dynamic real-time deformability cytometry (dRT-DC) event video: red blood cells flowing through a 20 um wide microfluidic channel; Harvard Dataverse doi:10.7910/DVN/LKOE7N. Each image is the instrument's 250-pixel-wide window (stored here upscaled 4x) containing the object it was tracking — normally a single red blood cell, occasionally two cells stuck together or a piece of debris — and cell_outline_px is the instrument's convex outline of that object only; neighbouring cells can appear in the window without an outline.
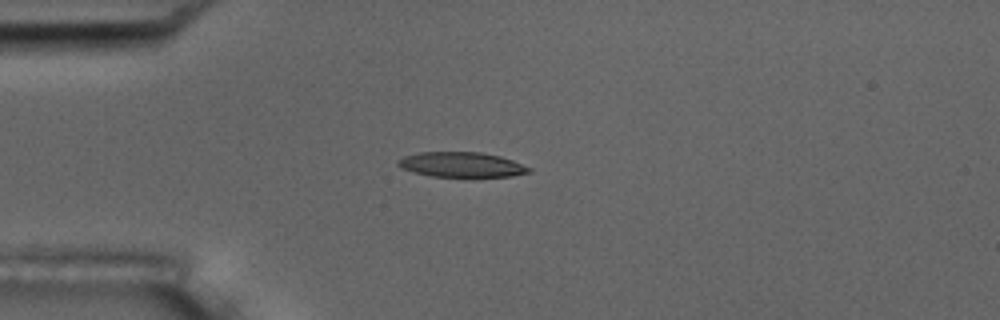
{"species": "common noctule bat (a hibernating species)", "species_latin": "Nyctalus noctula", "temperature_condition": "room temperature", "stored_images_in_passage": 5, "camera_frame_rate_fps": 3000, "um_per_image_px": 0.085, "animal": {"sex": "male", "body_mass_g": 17.5, "forearm_length_mm": 52.3}, "frame": {"image": 1, "passage_image": 3, "time_ms": 2.333, "image_size_px": [1000, 320], "cell_outline_px": [[532, 172], [512, 176], [428, 176], [412, 172], [400, 168], [396, 164], [396, 160], [404, 156], [420, 152], [480, 152], [500, 156], [512, 160], [532, 168]], "centroid_in_image_um": [39.19, 13.99], "position_along_channel_um": 45.8, "area_um2": 19.13}}
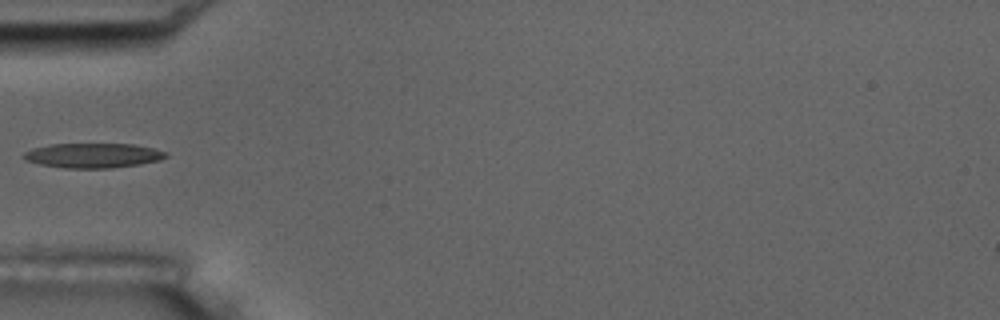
{"frame": {"image": 2, "passage_image": 4, "time_ms": 3.667, "image_size_px": [1000, 320], "cell_outline_px": [[168, 156], [160, 160], [140, 164], [112, 168], [64, 168], [40, 164], [24, 160], [20, 156], [24, 152], [32, 148], [52, 144], [132, 144], [152, 148], [168, 152]], "centroid_in_image_um": [7.88, 13.22], "position_along_channel_um": 77.1, "area_um2": 20.58}}